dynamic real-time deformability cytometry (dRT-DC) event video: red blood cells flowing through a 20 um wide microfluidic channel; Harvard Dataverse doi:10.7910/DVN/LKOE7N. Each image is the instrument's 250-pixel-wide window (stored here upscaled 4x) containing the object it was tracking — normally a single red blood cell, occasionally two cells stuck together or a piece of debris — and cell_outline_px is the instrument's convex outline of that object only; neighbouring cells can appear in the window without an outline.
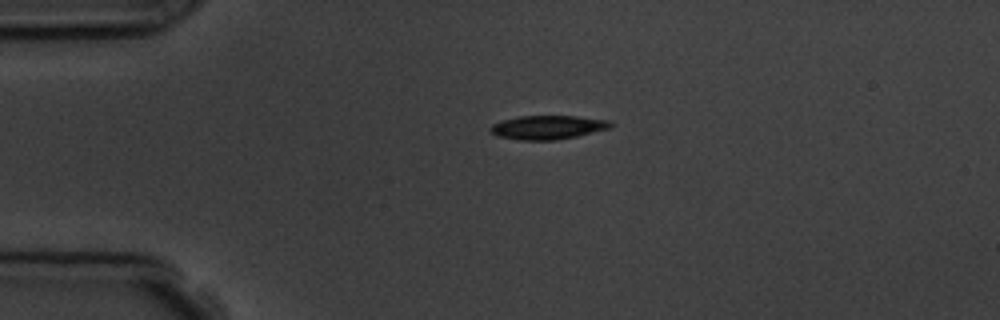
{"species": "common noctule bat (a hibernating species)", "species_latin": "Nyctalus noctula", "temperature_condition": "room temperature", "stored_images_in_passage": 3, "camera_frame_rate_fps": 3000, "um_per_image_px": 0.085, "animal": {"sex": "male", "body_mass_g": 19.5, "forearm_length_mm": 54.6}, "frame": {"image": 1, "passage_image": 1, "time_ms": 0.0, "image_size_px": [1000, 320], "cell_outline_px": [[616, 124], [608, 128], [576, 136], [556, 140], [520, 140], [496, 136], [488, 128], [492, 124], [500, 120], [516, 116], [576, 116], [608, 120]], "centroid_in_image_um": [46.51, 10.81], "position_along_channel_um": 38.5, "area_um2": 16.76}}